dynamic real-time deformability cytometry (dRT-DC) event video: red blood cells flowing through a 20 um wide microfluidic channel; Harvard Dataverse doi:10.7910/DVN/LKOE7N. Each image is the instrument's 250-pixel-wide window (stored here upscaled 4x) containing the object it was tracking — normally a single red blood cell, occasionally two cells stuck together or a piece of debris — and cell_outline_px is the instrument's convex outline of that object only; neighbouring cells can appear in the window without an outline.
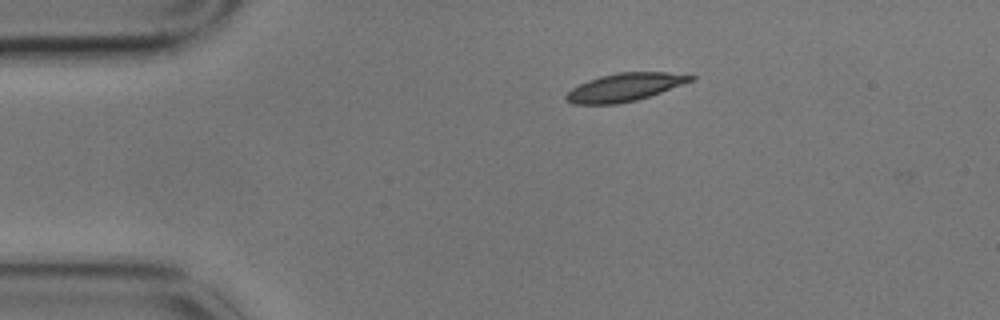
{"species": "common noctule bat (a hibernating species)", "species_latin": "Nyctalus noctula", "temperature_condition": "cold", "stored_images_in_passage": 4, "camera_frame_rate_fps": 3000, "um_per_image_px": 0.085, "animal": {"sex": "male", "body_mass_g": 17.9}, "frame": {"image": 1, "passage_image": 3, "time_ms": 0.667, "image_size_px": [1000, 320], "cell_outline_px": [[696, 80], [636, 100], [616, 104], [576, 104], [564, 100], [564, 96], [572, 88], [588, 80], [600, 76], [616, 72], [668, 72], [696, 76]], "centroid_in_image_um": [53.1, 7.41], "position_along_channel_um": 31.9, "area_um2": 20.29}}